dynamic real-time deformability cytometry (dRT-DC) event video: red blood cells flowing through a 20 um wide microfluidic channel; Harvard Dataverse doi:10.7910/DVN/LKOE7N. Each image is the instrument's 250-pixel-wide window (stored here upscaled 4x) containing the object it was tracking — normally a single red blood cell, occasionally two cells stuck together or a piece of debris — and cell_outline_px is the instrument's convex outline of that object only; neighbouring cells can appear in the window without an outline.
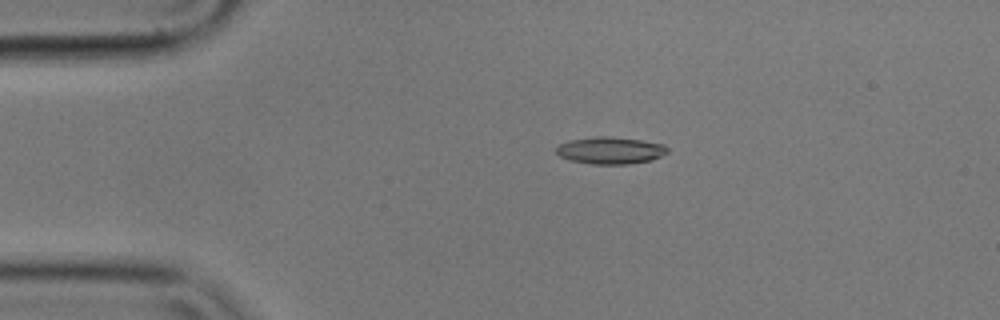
{"species": "common noctule bat (a hibernating species)", "species_latin": "Nyctalus noctula", "temperature_condition": "cold", "stored_images_in_passage": 9, "camera_frame_rate_fps": 3000, "um_per_image_px": 0.085, "animal": {"sex": "male", "body_mass_g": 17.9}, "frame": {"image": 1, "passage_image": 3, "time_ms": 0.667, "image_size_px": [1000, 320], "cell_outline_px": [[668, 152], [652, 160], [628, 164], [592, 164], [568, 160], [560, 156], [556, 152], [556, 144], [568, 140], [596, 136], [612, 136], [640, 140], [664, 144], [668, 148]], "centroid_in_image_um": [51.84, 12.78], "position_along_channel_um": 33.2, "area_um2": 17.74}}
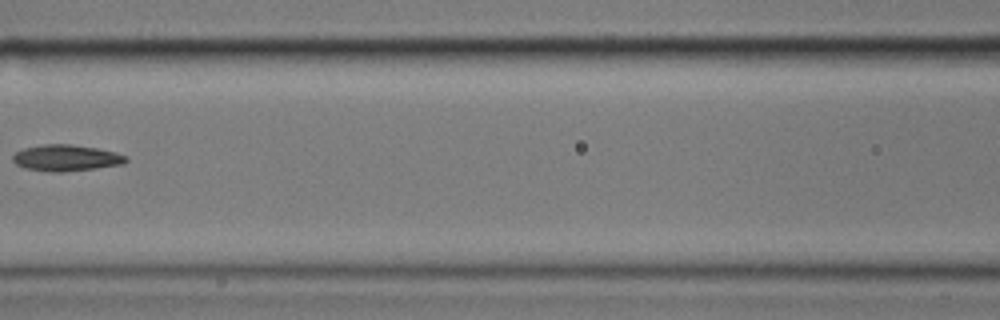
{"frame": {"image": 2, "passage_image": 7, "time_ms": 2.0, "image_size_px": [1000, 320], "cell_outline_px": [[128, 160], [124, 164], [96, 168], [64, 172], [52, 172], [24, 168], [16, 164], [12, 160], [12, 156], [16, 152], [24, 148], [44, 144], [72, 144], [96, 148], [116, 152], [128, 156]], "centroid_in_image_um": [5.64, 13.42], "position_along_channel_um": 161.0, "area_um2": 17.46}}
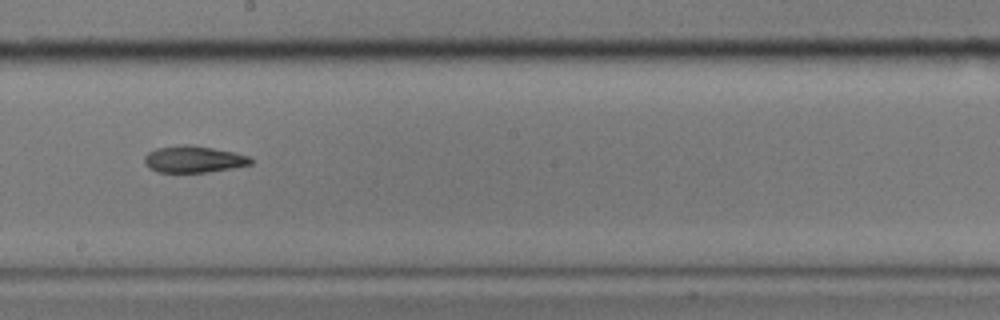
{"frame": {"image": 3, "passage_image": 9, "time_ms": 2.667, "image_size_px": [1000, 320], "cell_outline_px": [[252, 164], [232, 168], [208, 172], [156, 172], [148, 168], [144, 164], [144, 156], [148, 152], [156, 148], [180, 144], [192, 144], [236, 152], [248, 156], [252, 160]], "centroid_in_image_um": [16.43, 13.52], "position_along_channel_um": 231.8, "area_um2": 16.82}}